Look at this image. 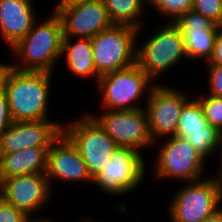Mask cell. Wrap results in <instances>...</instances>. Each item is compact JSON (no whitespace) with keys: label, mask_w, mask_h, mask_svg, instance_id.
<instances>
[{"label":"cell","mask_w":222,"mask_h":222,"mask_svg":"<svg viewBox=\"0 0 222 222\" xmlns=\"http://www.w3.org/2000/svg\"><path fill=\"white\" fill-rule=\"evenodd\" d=\"M176 136L189 141L204 160L219 149V131L205 119L202 106L195 97L182 108Z\"/></svg>","instance_id":"obj_15"},{"label":"cell","mask_w":222,"mask_h":222,"mask_svg":"<svg viewBox=\"0 0 222 222\" xmlns=\"http://www.w3.org/2000/svg\"><path fill=\"white\" fill-rule=\"evenodd\" d=\"M140 30L113 25L91 38L94 65L100 76L136 63V43Z\"/></svg>","instance_id":"obj_6"},{"label":"cell","mask_w":222,"mask_h":222,"mask_svg":"<svg viewBox=\"0 0 222 222\" xmlns=\"http://www.w3.org/2000/svg\"><path fill=\"white\" fill-rule=\"evenodd\" d=\"M51 189L46 173H33L4 179L0 183V197L31 215L48 203Z\"/></svg>","instance_id":"obj_14"},{"label":"cell","mask_w":222,"mask_h":222,"mask_svg":"<svg viewBox=\"0 0 222 222\" xmlns=\"http://www.w3.org/2000/svg\"><path fill=\"white\" fill-rule=\"evenodd\" d=\"M79 222H96V221H93V219L91 218H85V219H82V220H80Z\"/></svg>","instance_id":"obj_34"},{"label":"cell","mask_w":222,"mask_h":222,"mask_svg":"<svg viewBox=\"0 0 222 222\" xmlns=\"http://www.w3.org/2000/svg\"><path fill=\"white\" fill-rule=\"evenodd\" d=\"M33 0H0V35L13 47L34 26L36 19Z\"/></svg>","instance_id":"obj_18"},{"label":"cell","mask_w":222,"mask_h":222,"mask_svg":"<svg viewBox=\"0 0 222 222\" xmlns=\"http://www.w3.org/2000/svg\"><path fill=\"white\" fill-rule=\"evenodd\" d=\"M73 37L63 36L62 53L65 55L66 64L73 75L81 77H94L98 81L100 75L96 72L93 58L91 38L77 37L75 43Z\"/></svg>","instance_id":"obj_20"},{"label":"cell","mask_w":222,"mask_h":222,"mask_svg":"<svg viewBox=\"0 0 222 222\" xmlns=\"http://www.w3.org/2000/svg\"><path fill=\"white\" fill-rule=\"evenodd\" d=\"M10 68H11V64H8V63L1 64L0 63V93L3 92L4 81H5L6 75H7Z\"/></svg>","instance_id":"obj_29"},{"label":"cell","mask_w":222,"mask_h":222,"mask_svg":"<svg viewBox=\"0 0 222 222\" xmlns=\"http://www.w3.org/2000/svg\"><path fill=\"white\" fill-rule=\"evenodd\" d=\"M174 24L182 33L187 59H205L209 62L213 55L218 26L193 10L184 13Z\"/></svg>","instance_id":"obj_17"},{"label":"cell","mask_w":222,"mask_h":222,"mask_svg":"<svg viewBox=\"0 0 222 222\" xmlns=\"http://www.w3.org/2000/svg\"><path fill=\"white\" fill-rule=\"evenodd\" d=\"M63 133V125L51 120L15 121L0 136V154L31 147L50 148Z\"/></svg>","instance_id":"obj_13"},{"label":"cell","mask_w":222,"mask_h":222,"mask_svg":"<svg viewBox=\"0 0 222 222\" xmlns=\"http://www.w3.org/2000/svg\"><path fill=\"white\" fill-rule=\"evenodd\" d=\"M118 147L140 152L154 145L144 107L133 110H104L101 115H91Z\"/></svg>","instance_id":"obj_11"},{"label":"cell","mask_w":222,"mask_h":222,"mask_svg":"<svg viewBox=\"0 0 222 222\" xmlns=\"http://www.w3.org/2000/svg\"><path fill=\"white\" fill-rule=\"evenodd\" d=\"M89 1H95V0H59L57 6H70L75 5L82 2H89Z\"/></svg>","instance_id":"obj_30"},{"label":"cell","mask_w":222,"mask_h":222,"mask_svg":"<svg viewBox=\"0 0 222 222\" xmlns=\"http://www.w3.org/2000/svg\"><path fill=\"white\" fill-rule=\"evenodd\" d=\"M63 133L76 146L93 179L108 165L119 148L89 113L63 125Z\"/></svg>","instance_id":"obj_5"},{"label":"cell","mask_w":222,"mask_h":222,"mask_svg":"<svg viewBox=\"0 0 222 222\" xmlns=\"http://www.w3.org/2000/svg\"><path fill=\"white\" fill-rule=\"evenodd\" d=\"M32 217L30 216V215H28L25 219H24V221L23 222H54V221H52V220H50V219H47V218H37V219H31Z\"/></svg>","instance_id":"obj_32"},{"label":"cell","mask_w":222,"mask_h":222,"mask_svg":"<svg viewBox=\"0 0 222 222\" xmlns=\"http://www.w3.org/2000/svg\"><path fill=\"white\" fill-rule=\"evenodd\" d=\"M55 8L62 21L63 36L93 38L114 25L102 0Z\"/></svg>","instance_id":"obj_12"},{"label":"cell","mask_w":222,"mask_h":222,"mask_svg":"<svg viewBox=\"0 0 222 222\" xmlns=\"http://www.w3.org/2000/svg\"><path fill=\"white\" fill-rule=\"evenodd\" d=\"M114 25H126L142 29L140 21L148 0H102Z\"/></svg>","instance_id":"obj_21"},{"label":"cell","mask_w":222,"mask_h":222,"mask_svg":"<svg viewBox=\"0 0 222 222\" xmlns=\"http://www.w3.org/2000/svg\"><path fill=\"white\" fill-rule=\"evenodd\" d=\"M209 94L222 97V65H209Z\"/></svg>","instance_id":"obj_26"},{"label":"cell","mask_w":222,"mask_h":222,"mask_svg":"<svg viewBox=\"0 0 222 222\" xmlns=\"http://www.w3.org/2000/svg\"><path fill=\"white\" fill-rule=\"evenodd\" d=\"M52 16L41 23L35 22L29 33L13 47L12 52L20 58L11 67L20 71L54 72L56 61L62 58L63 27L59 15Z\"/></svg>","instance_id":"obj_2"},{"label":"cell","mask_w":222,"mask_h":222,"mask_svg":"<svg viewBox=\"0 0 222 222\" xmlns=\"http://www.w3.org/2000/svg\"><path fill=\"white\" fill-rule=\"evenodd\" d=\"M208 65H222V25L218 26L214 51Z\"/></svg>","instance_id":"obj_28"},{"label":"cell","mask_w":222,"mask_h":222,"mask_svg":"<svg viewBox=\"0 0 222 222\" xmlns=\"http://www.w3.org/2000/svg\"><path fill=\"white\" fill-rule=\"evenodd\" d=\"M27 216L0 197V222H23Z\"/></svg>","instance_id":"obj_25"},{"label":"cell","mask_w":222,"mask_h":222,"mask_svg":"<svg viewBox=\"0 0 222 222\" xmlns=\"http://www.w3.org/2000/svg\"><path fill=\"white\" fill-rule=\"evenodd\" d=\"M218 177L188 182L175 192L168 207L172 222H202L221 209L222 170Z\"/></svg>","instance_id":"obj_3"},{"label":"cell","mask_w":222,"mask_h":222,"mask_svg":"<svg viewBox=\"0 0 222 222\" xmlns=\"http://www.w3.org/2000/svg\"><path fill=\"white\" fill-rule=\"evenodd\" d=\"M162 27L136 50V63L153 81L187 58L179 28L171 22Z\"/></svg>","instance_id":"obj_7"},{"label":"cell","mask_w":222,"mask_h":222,"mask_svg":"<svg viewBox=\"0 0 222 222\" xmlns=\"http://www.w3.org/2000/svg\"><path fill=\"white\" fill-rule=\"evenodd\" d=\"M145 166L144 156L139 151L119 147L93 183L109 195H123L142 184L146 175Z\"/></svg>","instance_id":"obj_9"},{"label":"cell","mask_w":222,"mask_h":222,"mask_svg":"<svg viewBox=\"0 0 222 222\" xmlns=\"http://www.w3.org/2000/svg\"><path fill=\"white\" fill-rule=\"evenodd\" d=\"M162 143L154 161L156 178L185 180L187 183L202 179L206 161L189 141L172 136Z\"/></svg>","instance_id":"obj_8"},{"label":"cell","mask_w":222,"mask_h":222,"mask_svg":"<svg viewBox=\"0 0 222 222\" xmlns=\"http://www.w3.org/2000/svg\"><path fill=\"white\" fill-rule=\"evenodd\" d=\"M48 149L31 147L10 154H0V183L15 176L46 173Z\"/></svg>","instance_id":"obj_19"},{"label":"cell","mask_w":222,"mask_h":222,"mask_svg":"<svg viewBox=\"0 0 222 222\" xmlns=\"http://www.w3.org/2000/svg\"><path fill=\"white\" fill-rule=\"evenodd\" d=\"M46 176L52 187V181H87L93 183L79 151L71 140L62 133L48 149ZM53 179V180H52Z\"/></svg>","instance_id":"obj_16"},{"label":"cell","mask_w":222,"mask_h":222,"mask_svg":"<svg viewBox=\"0 0 222 222\" xmlns=\"http://www.w3.org/2000/svg\"><path fill=\"white\" fill-rule=\"evenodd\" d=\"M8 100L4 92L0 93V136L9 128L12 123Z\"/></svg>","instance_id":"obj_27"},{"label":"cell","mask_w":222,"mask_h":222,"mask_svg":"<svg viewBox=\"0 0 222 222\" xmlns=\"http://www.w3.org/2000/svg\"><path fill=\"white\" fill-rule=\"evenodd\" d=\"M137 63L101 75L97 81L103 110H133L143 107L136 103L149 95L156 85ZM153 83V84H152ZM146 92V93H145ZM136 103V104H135Z\"/></svg>","instance_id":"obj_4"},{"label":"cell","mask_w":222,"mask_h":222,"mask_svg":"<svg viewBox=\"0 0 222 222\" xmlns=\"http://www.w3.org/2000/svg\"><path fill=\"white\" fill-rule=\"evenodd\" d=\"M51 73L20 71L10 68L3 92L6 94L12 121L50 120Z\"/></svg>","instance_id":"obj_1"},{"label":"cell","mask_w":222,"mask_h":222,"mask_svg":"<svg viewBox=\"0 0 222 222\" xmlns=\"http://www.w3.org/2000/svg\"><path fill=\"white\" fill-rule=\"evenodd\" d=\"M202 222H222V208L211 217L204 219Z\"/></svg>","instance_id":"obj_31"},{"label":"cell","mask_w":222,"mask_h":222,"mask_svg":"<svg viewBox=\"0 0 222 222\" xmlns=\"http://www.w3.org/2000/svg\"><path fill=\"white\" fill-rule=\"evenodd\" d=\"M192 10L203 15L216 26L222 25V0H193Z\"/></svg>","instance_id":"obj_24"},{"label":"cell","mask_w":222,"mask_h":222,"mask_svg":"<svg viewBox=\"0 0 222 222\" xmlns=\"http://www.w3.org/2000/svg\"><path fill=\"white\" fill-rule=\"evenodd\" d=\"M148 4L163 16H168V22L174 23L184 13L192 10L193 0H148Z\"/></svg>","instance_id":"obj_22"},{"label":"cell","mask_w":222,"mask_h":222,"mask_svg":"<svg viewBox=\"0 0 222 222\" xmlns=\"http://www.w3.org/2000/svg\"><path fill=\"white\" fill-rule=\"evenodd\" d=\"M219 149L221 150V158H220L221 159V162H220L221 166H220L219 170H222V128L219 131Z\"/></svg>","instance_id":"obj_33"},{"label":"cell","mask_w":222,"mask_h":222,"mask_svg":"<svg viewBox=\"0 0 222 222\" xmlns=\"http://www.w3.org/2000/svg\"><path fill=\"white\" fill-rule=\"evenodd\" d=\"M201 96V97H200ZM202 106L205 119L218 131L222 128V97L208 94L197 98Z\"/></svg>","instance_id":"obj_23"},{"label":"cell","mask_w":222,"mask_h":222,"mask_svg":"<svg viewBox=\"0 0 222 222\" xmlns=\"http://www.w3.org/2000/svg\"><path fill=\"white\" fill-rule=\"evenodd\" d=\"M146 99L144 108L154 144L161 139L176 136L180 113L184 104L189 100L187 93L156 83Z\"/></svg>","instance_id":"obj_10"}]
</instances>
